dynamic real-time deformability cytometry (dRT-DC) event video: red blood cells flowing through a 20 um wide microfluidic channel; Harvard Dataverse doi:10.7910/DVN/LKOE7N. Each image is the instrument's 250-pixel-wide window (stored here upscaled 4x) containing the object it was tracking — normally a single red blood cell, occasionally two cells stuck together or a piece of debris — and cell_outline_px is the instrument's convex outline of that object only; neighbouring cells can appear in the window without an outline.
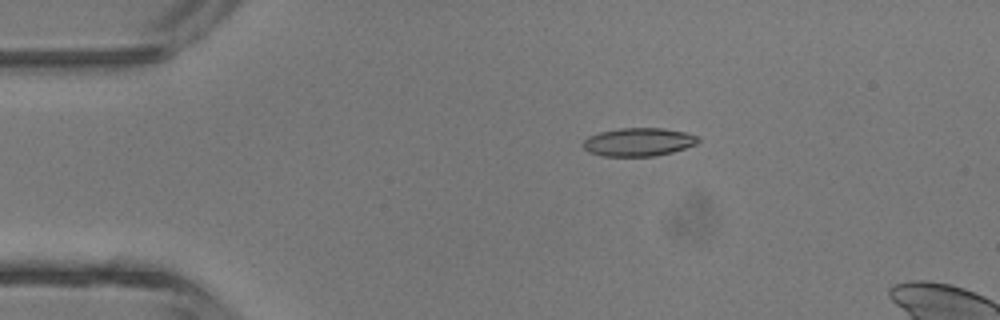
{"species": "common noctule bat (a hibernating species)", "species_latin": "Nyctalus noctula", "temperature_condition": "room temperature", "stored_images_in_passage": 4, "camera_frame_rate_fps": 3000, "um_per_image_px": 0.085, "animal": {"sex": "male", "body_mass_g": 13.3}, "frame": {"image": 1, "passage_image": 3, "time_ms": 2.333, "image_size_px": [1000, 320], "cell_outline_px": [[700, 140], [696, 144], [672, 152], [656, 156], [600, 156], [588, 152], [580, 144], [588, 136], [600, 132], [620, 128], [664, 128], [684, 132], [696, 136]], "centroid_in_image_um": [54.22, 12.07], "position_along_channel_um": 30.8, "area_um2": 19.02}}